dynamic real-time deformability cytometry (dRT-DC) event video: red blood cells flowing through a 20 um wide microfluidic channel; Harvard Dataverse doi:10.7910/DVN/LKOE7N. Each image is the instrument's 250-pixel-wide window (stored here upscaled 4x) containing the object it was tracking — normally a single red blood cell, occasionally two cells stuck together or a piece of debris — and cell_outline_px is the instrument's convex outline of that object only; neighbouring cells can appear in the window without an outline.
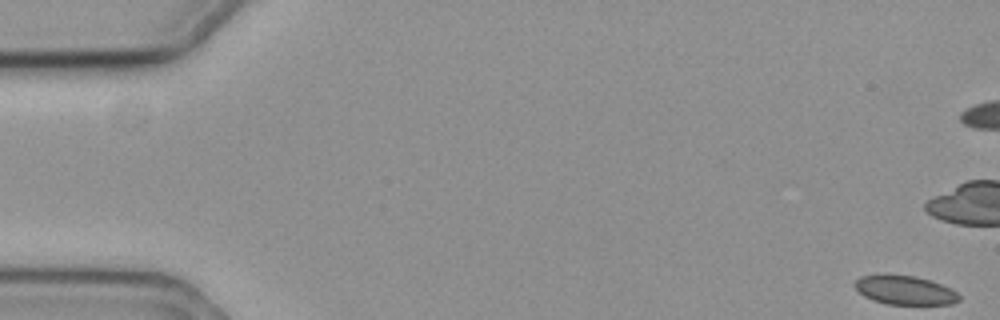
{"species": "common noctule bat (a hibernating species)", "species_latin": "Nyctalus noctula", "temperature_condition": "cold", "stored_images_in_passage": 61, "camera_frame_rate_fps": 3000, "um_per_image_px": 0.085, "animal": {"sex": "female", "body_mass_g": 19.3, "forearm_length_mm": 54.1}, "frame": {"image": 1, "passage_image": 1, "time_ms": 0.0, "image_size_px": [1000, 320], "cell_outline_px": [[960, 300], [952, 304], [888, 304], [872, 300], [864, 296], [852, 284], [860, 276], [916, 276], [932, 280], [952, 288], [960, 296]], "centroid_in_image_um": [76.96, 24.68], "position_along_channel_um": 8.0, "area_um2": 17.4}}
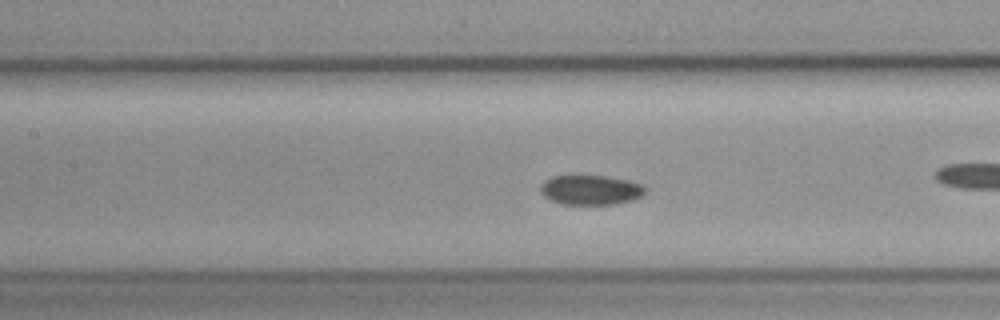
{"frame": {"image": 2, "passage_image": 27, "time_ms": 8.667, "image_size_px": [1000, 320], "cell_outline_px": [[648, 188], [640, 196], [632, 200], [612, 204], [560, 204], [544, 196], [540, 192], [540, 184], [544, 180], [552, 176], [572, 172], [576, 172], [604, 176], [628, 180], [640, 184]], "centroid_in_image_um": [50.12, 16.08], "position_along_channel_um": 157.3, "area_um2": 18.84}}